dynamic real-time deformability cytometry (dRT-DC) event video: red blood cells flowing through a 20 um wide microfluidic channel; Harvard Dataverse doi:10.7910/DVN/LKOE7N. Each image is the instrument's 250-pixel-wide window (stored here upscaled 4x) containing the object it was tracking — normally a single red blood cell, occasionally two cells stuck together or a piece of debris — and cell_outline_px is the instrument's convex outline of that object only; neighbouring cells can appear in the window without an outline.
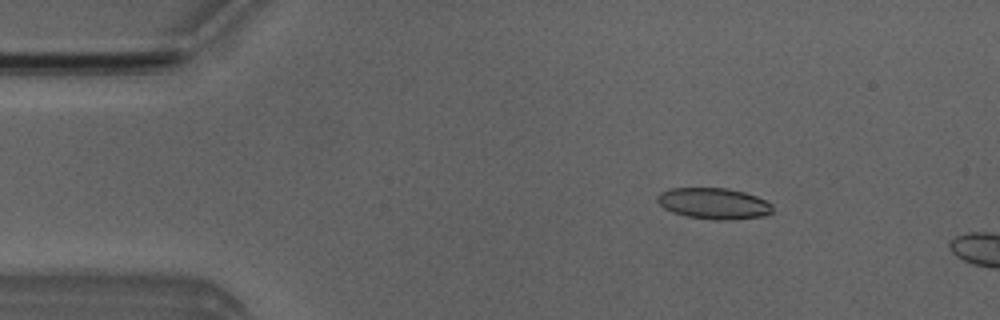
{"species": "Egyptian fruit bat (a non-hibernating species)", "species_latin": "Rousettus aegyptiacus", "temperature_condition": "room temperature", "stored_images_in_passage": 4, "camera_frame_rate_fps": 3000, "um_per_image_px": 0.085, "animal": {"sex": "male"}, "frame": {"image": 1, "passage_image": 2, "time_ms": 2.0, "image_size_px": [1000, 320], "cell_outline_px": [[772, 212], [764, 216], [732, 220], [716, 220], [684, 216], [672, 212], [664, 208], [656, 200], [656, 196], [660, 192], [668, 188], [728, 188], [744, 192], [756, 196], [772, 204]], "centroid_in_image_um": [60.64, 17.3], "position_along_channel_um": 24.4, "area_um2": 21.1}}